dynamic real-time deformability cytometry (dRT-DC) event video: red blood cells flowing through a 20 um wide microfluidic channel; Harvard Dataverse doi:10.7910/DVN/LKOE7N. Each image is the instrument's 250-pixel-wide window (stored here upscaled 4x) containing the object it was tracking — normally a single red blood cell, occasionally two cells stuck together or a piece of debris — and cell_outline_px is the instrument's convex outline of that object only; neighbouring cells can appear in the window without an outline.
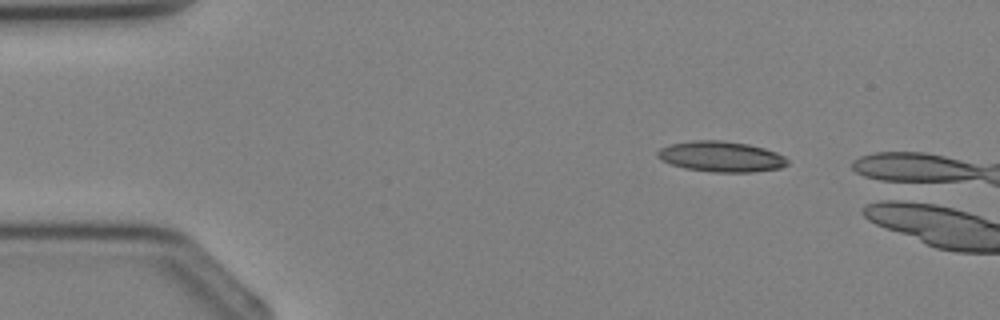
{"species": "Egyptian fruit bat (a non-hibernating species)", "species_latin": "Rousettus aegyptiacus", "temperature_condition": "cold", "stored_images_in_passage": 3, "camera_frame_rate_fps": 3000, "um_per_image_px": 0.085, "animal": {"sex": "female"}, "frame": {"image": 1, "passage_image": 1, "time_ms": 0.0, "image_size_px": [1000, 320], "cell_outline_px": [[788, 164], [780, 168], [752, 172], [712, 172], [684, 168], [660, 160], [656, 156], [656, 152], [660, 148], [668, 144], [692, 140], [724, 140], [748, 144], [764, 148], [776, 152], [784, 156], [788, 160]], "centroid_in_image_um": [61.26, 13.3], "position_along_channel_um": 23.7, "area_um2": 23.35}}